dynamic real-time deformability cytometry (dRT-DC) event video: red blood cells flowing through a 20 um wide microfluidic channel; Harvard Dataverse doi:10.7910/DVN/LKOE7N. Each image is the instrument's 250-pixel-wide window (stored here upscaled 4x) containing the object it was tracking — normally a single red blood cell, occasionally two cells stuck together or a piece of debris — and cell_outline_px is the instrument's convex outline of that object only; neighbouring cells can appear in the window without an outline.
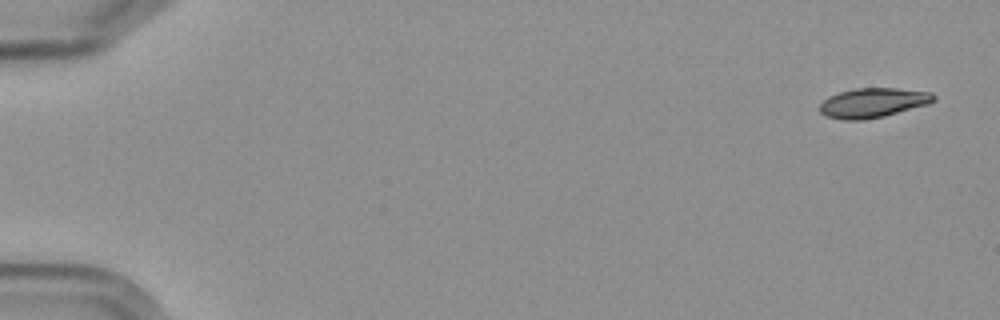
{"species": "Egyptian fruit bat (a non-hibernating species)", "species_latin": "Rousettus aegyptiacus", "temperature_condition": "cold", "stored_images_in_passage": 5, "camera_frame_rate_fps": 3000, "um_per_image_px": 0.085, "frame": {"image": 1, "passage_image": 1, "time_ms": 0.0, "image_size_px": [1000, 320], "cell_outline_px": [[936, 100], [928, 104], [884, 116], [864, 120], [844, 120], [824, 116], [820, 112], [820, 104], [828, 96], [840, 92], [856, 88], [896, 88], [932, 92], [936, 96]], "centroid_in_image_um": [74.2, 8.74], "position_along_channel_um": 10.8, "area_um2": 19.71}}
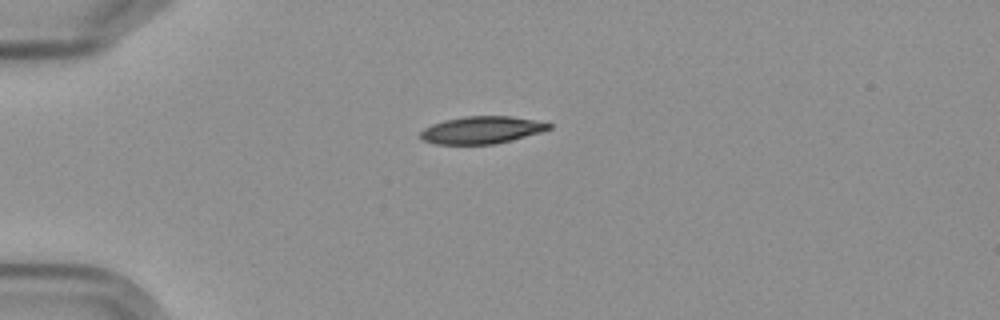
{"frame": {"image": 2, "passage_image": 4, "time_ms": 4.333, "image_size_px": [1000, 320], "cell_outline_px": [[552, 128], [540, 132], [512, 140], [492, 144], [436, 144], [424, 140], [420, 136], [420, 132], [424, 128], [432, 124], [444, 120], [464, 116], [512, 116], [552, 124]], "centroid_in_image_um": [40.93, 11.04], "position_along_channel_um": 44.1, "area_um2": 20.29}}